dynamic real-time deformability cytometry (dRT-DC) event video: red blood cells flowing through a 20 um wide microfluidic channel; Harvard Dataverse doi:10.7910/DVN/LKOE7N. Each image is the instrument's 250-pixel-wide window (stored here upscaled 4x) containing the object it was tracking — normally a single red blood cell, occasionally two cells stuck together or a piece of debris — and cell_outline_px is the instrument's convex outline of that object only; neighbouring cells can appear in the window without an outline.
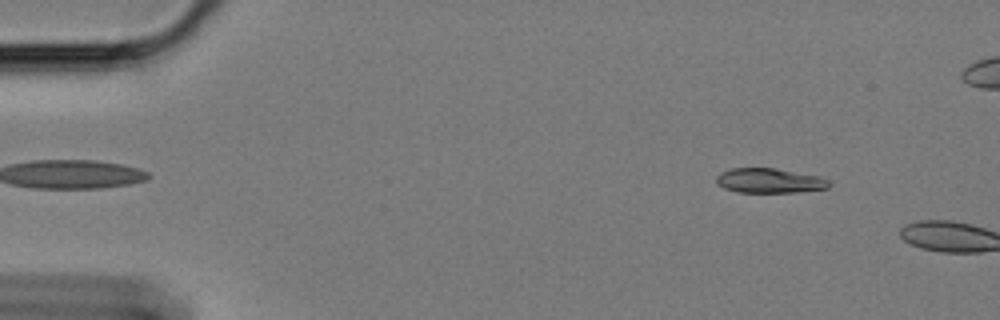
{"species": "Egyptian fruit bat (a non-hibernating species)", "species_latin": "Rousettus aegyptiacus", "temperature_condition": "cold", "stored_images_in_passage": 8, "camera_frame_rate_fps": 3000, "um_per_image_px": 0.085, "animal": {"sex": "female"}, "frame": {"image": 1, "passage_image": 6, "time_ms": 1.667, "image_size_px": [1000, 320], "cell_outline_px": [[832, 184], [828, 188], [796, 192], [736, 192], [724, 188], [716, 184], [716, 176], [720, 172], [728, 168], [776, 168], [820, 176], [828, 180]], "centroid_in_image_um": [65.38, 15.35], "position_along_channel_um": 19.6, "area_um2": 16.42}}